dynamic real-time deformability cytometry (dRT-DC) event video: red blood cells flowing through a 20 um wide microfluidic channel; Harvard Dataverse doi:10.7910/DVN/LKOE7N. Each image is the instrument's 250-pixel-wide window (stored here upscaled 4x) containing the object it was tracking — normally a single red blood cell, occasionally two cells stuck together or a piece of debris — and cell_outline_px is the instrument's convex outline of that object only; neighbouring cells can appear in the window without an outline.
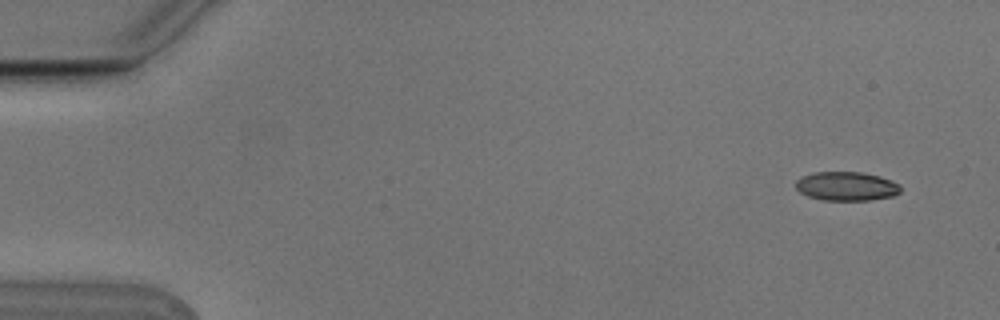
{"species": "Egyptian fruit bat (a non-hibernating species)", "species_latin": "Rousettus aegyptiacus", "temperature_condition": "cold", "stored_images_in_passage": 9, "camera_frame_rate_fps": 3000, "um_per_image_px": 0.085, "animal": {"sex": "male"}, "frame": {"image": 1, "passage_image": 1, "time_ms": 0.0, "image_size_px": [1000, 320], "cell_outline_px": [[900, 192], [892, 196], [868, 200], [824, 200], [808, 196], [800, 192], [796, 188], [796, 180], [800, 176], [812, 172], [860, 172], [880, 176], [892, 180], [900, 184]], "centroid_in_image_um": [71.93, 15.82], "position_along_channel_um": 13.1, "area_um2": 17.74}}
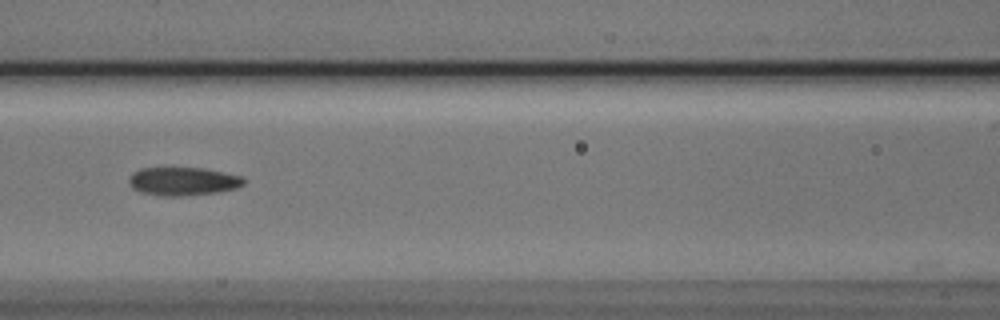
{"frame": {"image": 2, "passage_image": 7, "time_ms": 2.0, "image_size_px": [1000, 320], "cell_outline_px": [[244, 184], [236, 188], [220, 192], [180, 196], [164, 196], [140, 192], [132, 188], [128, 180], [132, 172], [140, 168], [204, 168], [244, 176]], "centroid_in_image_um": [15.56, 15.41], "position_along_channel_um": 151.0, "area_um2": 19.07}}
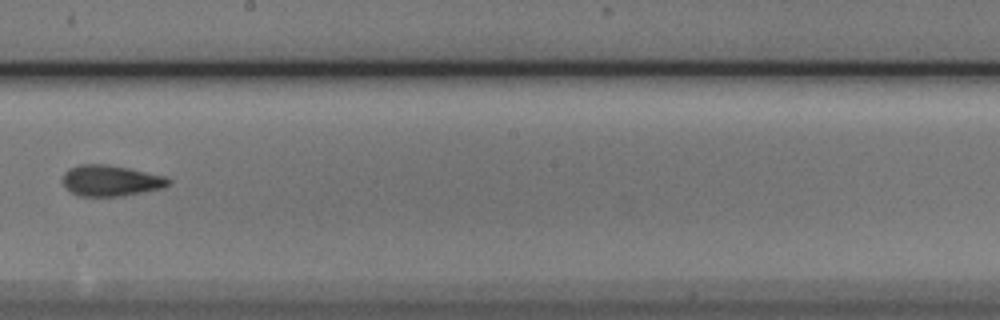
{"frame": {"image": 3, "passage_image": 9, "time_ms": 2.667, "image_size_px": [1000, 320], "cell_outline_px": [[172, 180], [164, 188], [124, 196], [76, 196], [64, 184], [64, 172], [68, 168], [80, 164], [108, 164], [168, 176]], "centroid_in_image_um": [9.46, 15.35], "position_along_channel_um": 238.7, "area_um2": 19.25}}